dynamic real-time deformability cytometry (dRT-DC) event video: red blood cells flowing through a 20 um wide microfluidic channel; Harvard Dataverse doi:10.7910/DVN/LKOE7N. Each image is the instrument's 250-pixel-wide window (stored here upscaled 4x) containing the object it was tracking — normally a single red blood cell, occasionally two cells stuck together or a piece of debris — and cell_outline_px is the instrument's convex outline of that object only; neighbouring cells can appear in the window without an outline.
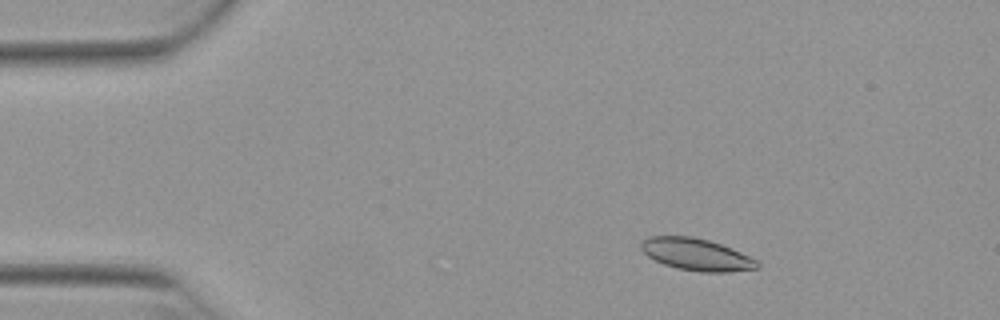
{"species": "Egyptian fruit bat (a non-hibernating species)", "species_latin": "Rousettus aegyptiacus", "temperature_condition": "warm", "stored_images_in_passage": 51, "camera_frame_rate_fps": 3000, "um_per_image_px": 0.085, "animal": {"sex": "female"}, "frame": {"image": 1, "passage_image": 7, "time_ms": 2.0, "image_size_px": [1000, 320], "cell_outline_px": [[760, 268], [728, 272], [700, 272], [676, 268], [664, 264], [648, 256], [640, 248], [640, 244], [648, 236], [692, 236], [708, 240], [732, 248], [756, 260], [760, 264]], "centroid_in_image_um": [59.2, 21.63], "position_along_channel_um": 25.8, "area_um2": 21.62}}
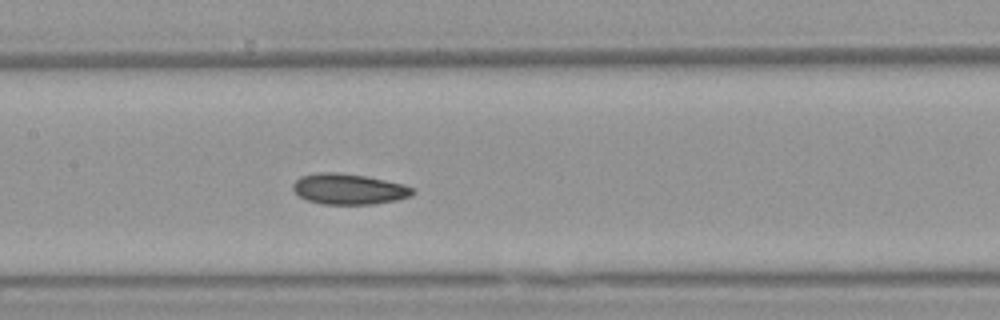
{"frame": {"image": 2, "passage_image": 24, "time_ms": 7.667, "image_size_px": [1000, 320], "cell_outline_px": [[416, 192], [412, 196], [396, 200], [372, 204], [324, 204], [308, 200], [300, 196], [292, 188], [292, 184], [300, 176], [320, 172], [336, 172], [364, 176], [404, 184], [412, 188]], "centroid_in_image_um": [29.66, 16.07], "position_along_channel_um": 177.7, "area_um2": 21.27}}
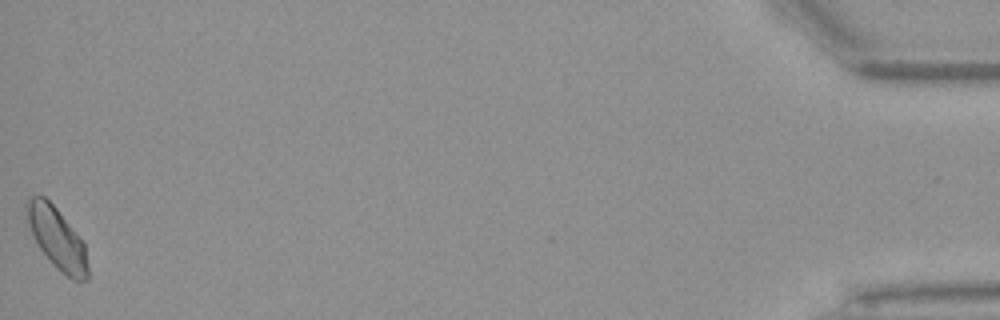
{"frame": {"image": 3, "passage_image": 51, "time_ms": 16.667, "image_size_px": [1000, 320], "cell_outline_px": [[88, 280], [80, 284], [72, 280], [40, 248], [24, 220], [24, 204], [32, 196], [44, 196], [56, 208], [84, 244], [88, 264]], "centroid_in_image_um": [4.81, 20.23], "position_along_channel_um": 430.4, "area_um2": 21.56}, "authors_computed_cell_mechanics": {"area_um2": 21.2704, "velocity_mm_per_s": 3.9158, "shape_relaxation_time_tau1_ms": null, "shape_relaxation_time_tau2_ms": 5.1557, "deformation_change_tau1": null, "deformation_change_tau2": 0.0904}}